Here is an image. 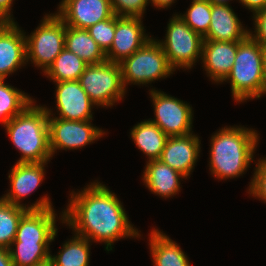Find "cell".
I'll return each mask as SVG.
<instances>
[{
    "label": "cell",
    "instance_id": "1",
    "mask_svg": "<svg viewBox=\"0 0 266 266\" xmlns=\"http://www.w3.org/2000/svg\"><path fill=\"white\" fill-rule=\"evenodd\" d=\"M85 187L70 193V201L60 214L61 223L90 242H103L108 252L118 239L141 236L130 223L123 203L105 184L95 180Z\"/></svg>",
    "mask_w": 266,
    "mask_h": 266
},
{
    "label": "cell",
    "instance_id": "2",
    "mask_svg": "<svg viewBox=\"0 0 266 266\" xmlns=\"http://www.w3.org/2000/svg\"><path fill=\"white\" fill-rule=\"evenodd\" d=\"M253 128L226 126L211 137L209 170L219 180L242 176L255 162L260 137Z\"/></svg>",
    "mask_w": 266,
    "mask_h": 266
},
{
    "label": "cell",
    "instance_id": "3",
    "mask_svg": "<svg viewBox=\"0 0 266 266\" xmlns=\"http://www.w3.org/2000/svg\"><path fill=\"white\" fill-rule=\"evenodd\" d=\"M48 114L45 107L29 104L19 115L3 126L22 156L17 163L48 162L52 158Z\"/></svg>",
    "mask_w": 266,
    "mask_h": 266
},
{
    "label": "cell",
    "instance_id": "4",
    "mask_svg": "<svg viewBox=\"0 0 266 266\" xmlns=\"http://www.w3.org/2000/svg\"><path fill=\"white\" fill-rule=\"evenodd\" d=\"M264 48L250 35L238 41L236 58L231 72L224 80L230 83L232 97L236 102L259 99L266 95L263 74Z\"/></svg>",
    "mask_w": 266,
    "mask_h": 266
},
{
    "label": "cell",
    "instance_id": "5",
    "mask_svg": "<svg viewBox=\"0 0 266 266\" xmlns=\"http://www.w3.org/2000/svg\"><path fill=\"white\" fill-rule=\"evenodd\" d=\"M119 64L125 89L130 83L146 85L164 79L175 71L155 38H150L140 49Z\"/></svg>",
    "mask_w": 266,
    "mask_h": 266
},
{
    "label": "cell",
    "instance_id": "6",
    "mask_svg": "<svg viewBox=\"0 0 266 266\" xmlns=\"http://www.w3.org/2000/svg\"><path fill=\"white\" fill-rule=\"evenodd\" d=\"M26 39V62L45 73L65 48V23L56 14H46Z\"/></svg>",
    "mask_w": 266,
    "mask_h": 266
},
{
    "label": "cell",
    "instance_id": "7",
    "mask_svg": "<svg viewBox=\"0 0 266 266\" xmlns=\"http://www.w3.org/2000/svg\"><path fill=\"white\" fill-rule=\"evenodd\" d=\"M165 39L157 40L161 45L170 66L191 69L201 60L204 38L193 31L178 14L170 18Z\"/></svg>",
    "mask_w": 266,
    "mask_h": 266
},
{
    "label": "cell",
    "instance_id": "8",
    "mask_svg": "<svg viewBox=\"0 0 266 266\" xmlns=\"http://www.w3.org/2000/svg\"><path fill=\"white\" fill-rule=\"evenodd\" d=\"M78 81L97 107H112L126 94L119 63L88 64Z\"/></svg>",
    "mask_w": 266,
    "mask_h": 266
},
{
    "label": "cell",
    "instance_id": "9",
    "mask_svg": "<svg viewBox=\"0 0 266 266\" xmlns=\"http://www.w3.org/2000/svg\"><path fill=\"white\" fill-rule=\"evenodd\" d=\"M149 91L155 115L151 121L168 137L184 136L193 132V108L189 103L155 88Z\"/></svg>",
    "mask_w": 266,
    "mask_h": 266
},
{
    "label": "cell",
    "instance_id": "10",
    "mask_svg": "<svg viewBox=\"0 0 266 266\" xmlns=\"http://www.w3.org/2000/svg\"><path fill=\"white\" fill-rule=\"evenodd\" d=\"M48 162L40 163H17L13 165L8 174L10 189L1 197L2 200L13 205L24 207L28 210H45L53 208L48 196L39 198L30 206L21 203V200L31 195L40 186L45 176V165Z\"/></svg>",
    "mask_w": 266,
    "mask_h": 266
},
{
    "label": "cell",
    "instance_id": "11",
    "mask_svg": "<svg viewBox=\"0 0 266 266\" xmlns=\"http://www.w3.org/2000/svg\"><path fill=\"white\" fill-rule=\"evenodd\" d=\"M91 123L92 120L75 121L48 118L52 157L57 150H77L105 135L106 132Z\"/></svg>",
    "mask_w": 266,
    "mask_h": 266
},
{
    "label": "cell",
    "instance_id": "12",
    "mask_svg": "<svg viewBox=\"0 0 266 266\" xmlns=\"http://www.w3.org/2000/svg\"><path fill=\"white\" fill-rule=\"evenodd\" d=\"M55 83V108H57L56 112L59 116L56 117L51 108L45 107L49 118L75 121L93 120L92 108L96 104L90 100L78 80Z\"/></svg>",
    "mask_w": 266,
    "mask_h": 266
},
{
    "label": "cell",
    "instance_id": "13",
    "mask_svg": "<svg viewBox=\"0 0 266 266\" xmlns=\"http://www.w3.org/2000/svg\"><path fill=\"white\" fill-rule=\"evenodd\" d=\"M142 19L115 15V34L110 50L106 53L107 61L121 63L152 38L145 33Z\"/></svg>",
    "mask_w": 266,
    "mask_h": 266
},
{
    "label": "cell",
    "instance_id": "14",
    "mask_svg": "<svg viewBox=\"0 0 266 266\" xmlns=\"http://www.w3.org/2000/svg\"><path fill=\"white\" fill-rule=\"evenodd\" d=\"M55 14L66 26L88 29L111 18L114 13L111 0H62Z\"/></svg>",
    "mask_w": 266,
    "mask_h": 266
},
{
    "label": "cell",
    "instance_id": "15",
    "mask_svg": "<svg viewBox=\"0 0 266 266\" xmlns=\"http://www.w3.org/2000/svg\"><path fill=\"white\" fill-rule=\"evenodd\" d=\"M20 28L17 22L0 25V79H6L27 64L26 33Z\"/></svg>",
    "mask_w": 266,
    "mask_h": 266
},
{
    "label": "cell",
    "instance_id": "16",
    "mask_svg": "<svg viewBox=\"0 0 266 266\" xmlns=\"http://www.w3.org/2000/svg\"><path fill=\"white\" fill-rule=\"evenodd\" d=\"M199 138L193 132L184 136H169L160 160L188 178L200 156Z\"/></svg>",
    "mask_w": 266,
    "mask_h": 266
},
{
    "label": "cell",
    "instance_id": "17",
    "mask_svg": "<svg viewBox=\"0 0 266 266\" xmlns=\"http://www.w3.org/2000/svg\"><path fill=\"white\" fill-rule=\"evenodd\" d=\"M54 208L29 210L20 220L13 242L51 243L57 236Z\"/></svg>",
    "mask_w": 266,
    "mask_h": 266
},
{
    "label": "cell",
    "instance_id": "18",
    "mask_svg": "<svg viewBox=\"0 0 266 266\" xmlns=\"http://www.w3.org/2000/svg\"><path fill=\"white\" fill-rule=\"evenodd\" d=\"M237 49L238 41L204 40L201 62L212 82H224L233 67Z\"/></svg>",
    "mask_w": 266,
    "mask_h": 266
},
{
    "label": "cell",
    "instance_id": "19",
    "mask_svg": "<svg viewBox=\"0 0 266 266\" xmlns=\"http://www.w3.org/2000/svg\"><path fill=\"white\" fill-rule=\"evenodd\" d=\"M230 5L211 3V21L204 40L242 41L249 35Z\"/></svg>",
    "mask_w": 266,
    "mask_h": 266
},
{
    "label": "cell",
    "instance_id": "20",
    "mask_svg": "<svg viewBox=\"0 0 266 266\" xmlns=\"http://www.w3.org/2000/svg\"><path fill=\"white\" fill-rule=\"evenodd\" d=\"M142 177L146 188L162 198L174 197L181 190V179H187L160 159L147 161Z\"/></svg>",
    "mask_w": 266,
    "mask_h": 266
},
{
    "label": "cell",
    "instance_id": "21",
    "mask_svg": "<svg viewBox=\"0 0 266 266\" xmlns=\"http://www.w3.org/2000/svg\"><path fill=\"white\" fill-rule=\"evenodd\" d=\"M149 234L150 254L154 266H191L189 258L176 241L155 228Z\"/></svg>",
    "mask_w": 266,
    "mask_h": 266
},
{
    "label": "cell",
    "instance_id": "22",
    "mask_svg": "<svg viewBox=\"0 0 266 266\" xmlns=\"http://www.w3.org/2000/svg\"><path fill=\"white\" fill-rule=\"evenodd\" d=\"M130 136L147 160L160 159L168 136L150 119L141 121L131 129Z\"/></svg>",
    "mask_w": 266,
    "mask_h": 266
},
{
    "label": "cell",
    "instance_id": "23",
    "mask_svg": "<svg viewBox=\"0 0 266 266\" xmlns=\"http://www.w3.org/2000/svg\"><path fill=\"white\" fill-rule=\"evenodd\" d=\"M65 48L84 60L87 64L106 61V54L90 36L87 29L65 25Z\"/></svg>",
    "mask_w": 266,
    "mask_h": 266
},
{
    "label": "cell",
    "instance_id": "24",
    "mask_svg": "<svg viewBox=\"0 0 266 266\" xmlns=\"http://www.w3.org/2000/svg\"><path fill=\"white\" fill-rule=\"evenodd\" d=\"M73 236L65 241L57 255L50 254V266H89L92 242L76 234Z\"/></svg>",
    "mask_w": 266,
    "mask_h": 266
},
{
    "label": "cell",
    "instance_id": "25",
    "mask_svg": "<svg viewBox=\"0 0 266 266\" xmlns=\"http://www.w3.org/2000/svg\"><path fill=\"white\" fill-rule=\"evenodd\" d=\"M87 65L75 53L64 48L43 75L53 82L74 81L79 79Z\"/></svg>",
    "mask_w": 266,
    "mask_h": 266
},
{
    "label": "cell",
    "instance_id": "26",
    "mask_svg": "<svg viewBox=\"0 0 266 266\" xmlns=\"http://www.w3.org/2000/svg\"><path fill=\"white\" fill-rule=\"evenodd\" d=\"M49 245L50 243L12 242L8 249L13 266H42L49 264Z\"/></svg>",
    "mask_w": 266,
    "mask_h": 266
},
{
    "label": "cell",
    "instance_id": "27",
    "mask_svg": "<svg viewBox=\"0 0 266 266\" xmlns=\"http://www.w3.org/2000/svg\"><path fill=\"white\" fill-rule=\"evenodd\" d=\"M0 79V123L4 125L19 115L34 99L24 91L8 85Z\"/></svg>",
    "mask_w": 266,
    "mask_h": 266
},
{
    "label": "cell",
    "instance_id": "28",
    "mask_svg": "<svg viewBox=\"0 0 266 266\" xmlns=\"http://www.w3.org/2000/svg\"><path fill=\"white\" fill-rule=\"evenodd\" d=\"M29 210L0 200V247L9 248L15 239L21 218Z\"/></svg>",
    "mask_w": 266,
    "mask_h": 266
},
{
    "label": "cell",
    "instance_id": "29",
    "mask_svg": "<svg viewBox=\"0 0 266 266\" xmlns=\"http://www.w3.org/2000/svg\"><path fill=\"white\" fill-rule=\"evenodd\" d=\"M190 8L181 15L182 20L203 38L207 35L211 21V2L193 1Z\"/></svg>",
    "mask_w": 266,
    "mask_h": 266
},
{
    "label": "cell",
    "instance_id": "30",
    "mask_svg": "<svg viewBox=\"0 0 266 266\" xmlns=\"http://www.w3.org/2000/svg\"><path fill=\"white\" fill-rule=\"evenodd\" d=\"M87 30L90 36L106 54L110 50L115 34V14L109 19L90 26Z\"/></svg>",
    "mask_w": 266,
    "mask_h": 266
},
{
    "label": "cell",
    "instance_id": "31",
    "mask_svg": "<svg viewBox=\"0 0 266 266\" xmlns=\"http://www.w3.org/2000/svg\"><path fill=\"white\" fill-rule=\"evenodd\" d=\"M149 0H111L113 13L119 17H143Z\"/></svg>",
    "mask_w": 266,
    "mask_h": 266
},
{
    "label": "cell",
    "instance_id": "32",
    "mask_svg": "<svg viewBox=\"0 0 266 266\" xmlns=\"http://www.w3.org/2000/svg\"><path fill=\"white\" fill-rule=\"evenodd\" d=\"M248 193L266 203V157L258 159Z\"/></svg>",
    "mask_w": 266,
    "mask_h": 266
},
{
    "label": "cell",
    "instance_id": "33",
    "mask_svg": "<svg viewBox=\"0 0 266 266\" xmlns=\"http://www.w3.org/2000/svg\"><path fill=\"white\" fill-rule=\"evenodd\" d=\"M254 32L249 31V35L266 49V8L253 14Z\"/></svg>",
    "mask_w": 266,
    "mask_h": 266
},
{
    "label": "cell",
    "instance_id": "34",
    "mask_svg": "<svg viewBox=\"0 0 266 266\" xmlns=\"http://www.w3.org/2000/svg\"><path fill=\"white\" fill-rule=\"evenodd\" d=\"M14 0H0V18L4 22H15L12 17V4Z\"/></svg>",
    "mask_w": 266,
    "mask_h": 266
},
{
    "label": "cell",
    "instance_id": "35",
    "mask_svg": "<svg viewBox=\"0 0 266 266\" xmlns=\"http://www.w3.org/2000/svg\"><path fill=\"white\" fill-rule=\"evenodd\" d=\"M239 3L248 8V10H251L253 14L266 8V0H239Z\"/></svg>",
    "mask_w": 266,
    "mask_h": 266
},
{
    "label": "cell",
    "instance_id": "36",
    "mask_svg": "<svg viewBox=\"0 0 266 266\" xmlns=\"http://www.w3.org/2000/svg\"><path fill=\"white\" fill-rule=\"evenodd\" d=\"M0 266H13L9 249L0 247Z\"/></svg>",
    "mask_w": 266,
    "mask_h": 266
},
{
    "label": "cell",
    "instance_id": "37",
    "mask_svg": "<svg viewBox=\"0 0 266 266\" xmlns=\"http://www.w3.org/2000/svg\"><path fill=\"white\" fill-rule=\"evenodd\" d=\"M151 2V4H153V6L155 8L158 9H167L170 6H172L171 4L175 3V0H149Z\"/></svg>",
    "mask_w": 266,
    "mask_h": 266
},
{
    "label": "cell",
    "instance_id": "38",
    "mask_svg": "<svg viewBox=\"0 0 266 266\" xmlns=\"http://www.w3.org/2000/svg\"><path fill=\"white\" fill-rule=\"evenodd\" d=\"M212 4H217V5H229V2L231 0H208Z\"/></svg>",
    "mask_w": 266,
    "mask_h": 266
},
{
    "label": "cell",
    "instance_id": "39",
    "mask_svg": "<svg viewBox=\"0 0 266 266\" xmlns=\"http://www.w3.org/2000/svg\"><path fill=\"white\" fill-rule=\"evenodd\" d=\"M263 74H264V79H265V84H266V49H264V52H263Z\"/></svg>",
    "mask_w": 266,
    "mask_h": 266
},
{
    "label": "cell",
    "instance_id": "40",
    "mask_svg": "<svg viewBox=\"0 0 266 266\" xmlns=\"http://www.w3.org/2000/svg\"><path fill=\"white\" fill-rule=\"evenodd\" d=\"M4 21L0 18V25L3 23Z\"/></svg>",
    "mask_w": 266,
    "mask_h": 266
}]
</instances>
